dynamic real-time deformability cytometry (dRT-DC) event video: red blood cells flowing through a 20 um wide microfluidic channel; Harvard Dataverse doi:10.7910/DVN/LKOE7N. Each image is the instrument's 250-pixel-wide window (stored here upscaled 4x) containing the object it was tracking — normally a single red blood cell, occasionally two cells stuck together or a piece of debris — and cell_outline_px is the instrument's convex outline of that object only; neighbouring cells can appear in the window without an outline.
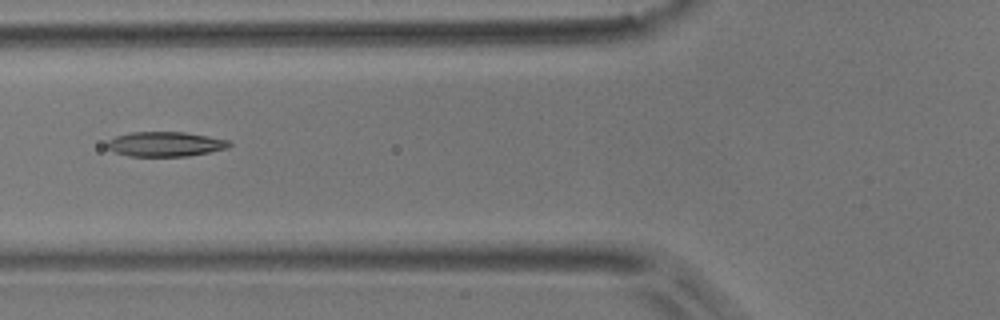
{"species": "common noctule bat (a hibernating species)", "species_latin": "Nyctalus noctula", "temperature_condition": "room temperature", "stored_images_in_passage": 9, "camera_frame_rate_fps": 3000, "um_per_image_px": 0.085, "animal": {"sex": "male", "body_mass_g": 17.9}, "frame": {"image": 1, "passage_image": 4, "time_ms": 4.333, "image_size_px": [1000, 320], "cell_outline_px": [[232, 144], [228, 148], [188, 156], [128, 156], [116, 152], [108, 148], [108, 140], [116, 136], [132, 132], [184, 132], [232, 140]], "centroid_in_image_um": [14.1, 12.24], "position_along_channel_um": 111.7, "area_um2": 17.57}}
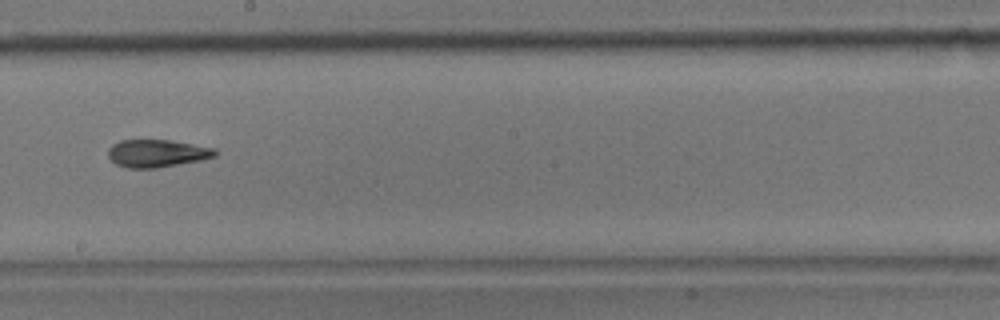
{"frame": {"image": 2, "passage_image": 7, "time_ms": 7.667, "image_size_px": [1000, 320], "cell_outline_px": [[216, 156], [200, 160], [156, 168], [128, 168], [116, 164], [108, 156], [108, 148], [112, 144], [120, 140], [168, 140], [216, 148]], "centroid_in_image_um": [13.32, 13.03], "position_along_channel_um": 234.9, "area_um2": 17.11}}
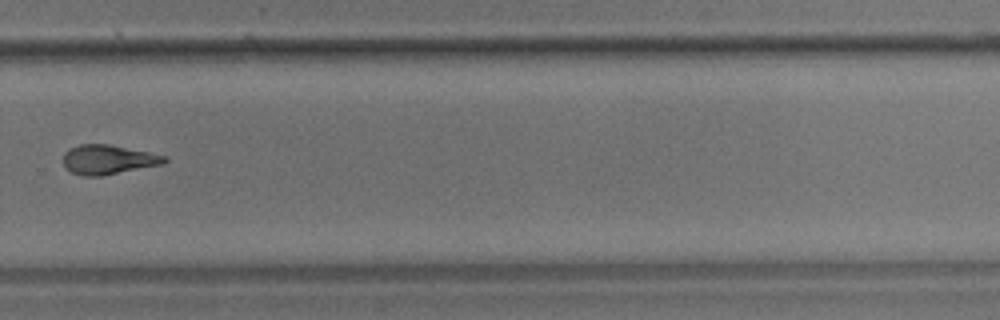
{"frame": {"image": 3, "passage_image": 9, "time_ms": 10.0, "image_size_px": [1000, 320], "cell_outline_px": [[168, 160], [164, 164], [100, 176], [84, 176], [72, 172], [64, 168], [64, 152], [80, 144], [108, 144], [168, 156]], "centroid_in_image_um": [9.21, 13.57], "position_along_channel_um": 320.6, "area_um2": 17.28}}